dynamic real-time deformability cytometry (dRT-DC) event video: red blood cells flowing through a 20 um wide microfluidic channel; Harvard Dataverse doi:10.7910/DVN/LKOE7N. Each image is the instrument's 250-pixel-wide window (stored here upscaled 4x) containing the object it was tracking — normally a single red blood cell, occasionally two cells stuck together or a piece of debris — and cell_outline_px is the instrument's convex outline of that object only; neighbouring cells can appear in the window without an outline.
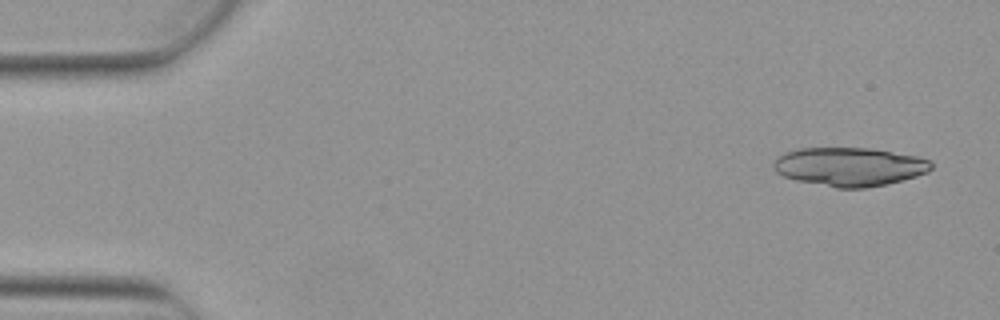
{"species": "Egyptian fruit bat (a non-hibernating species)", "species_latin": "Rousettus aegyptiacus", "temperature_condition": "warm", "stored_images_in_passage": 5, "camera_frame_rate_fps": 3000, "um_per_image_px": 0.085, "animal": {"sex": "female"}, "frame": {"image": 1, "passage_image": 1, "time_ms": 0.0, "image_size_px": [1000, 320], "cell_outline_px": [[932, 168], [928, 172], [916, 176], [884, 184], [864, 188], [836, 188], [796, 180], [784, 176], [776, 172], [772, 168], [772, 164], [776, 156], [784, 152], [796, 148], [872, 148], [916, 156], [928, 160], [932, 164]], "centroid_in_image_um": [72.14, 14.16], "position_along_channel_um": 12.9, "area_um2": 35.6}}